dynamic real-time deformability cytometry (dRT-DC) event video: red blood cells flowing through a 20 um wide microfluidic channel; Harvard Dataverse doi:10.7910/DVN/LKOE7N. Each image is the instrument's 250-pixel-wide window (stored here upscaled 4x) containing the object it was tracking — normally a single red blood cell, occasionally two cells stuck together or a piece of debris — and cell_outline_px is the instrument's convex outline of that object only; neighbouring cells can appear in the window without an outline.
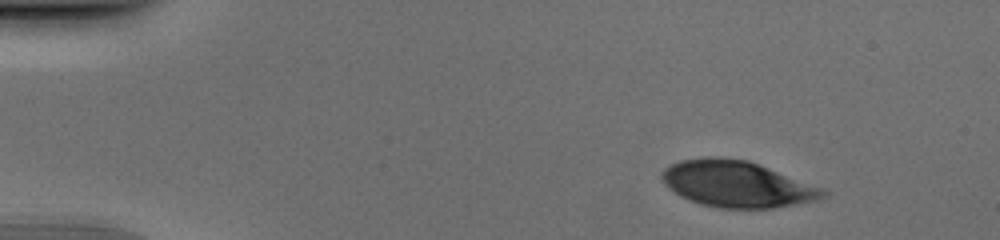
{"species": "human", "species_latin": "Homo sapiens", "temperature_condition": "cold", "stored_images_in_passage": 46, "camera_frame_rate_fps": 3000, "um_per_image_px": 0.085, "donor": {"sex": "male"}, "frame": {"image": 1, "passage_image": 1, "time_ms": 0.0, "image_size_px": [1000, 240], "cell_outline_px": [[828, 196], [796, 204], [772, 208], [720, 208], [700, 204], [680, 196], [668, 188], [664, 184], [660, 176], [664, 168], [680, 160], [704, 156], [720, 156], [748, 160], [824, 188], [828, 192]], "centroid_in_image_um": [62.61, 15.63], "position_along_channel_um": 22.4, "area_um2": 43.64}}
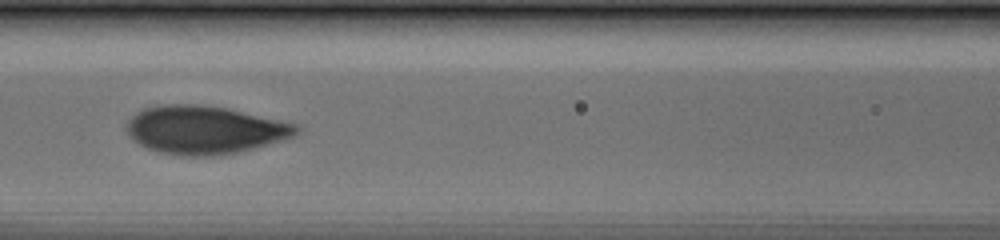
{"frame": {"image": 2, "passage_image": 18, "time_ms": 5.667, "image_size_px": [1000, 240], "cell_outline_px": [[300, 132], [292, 136], [252, 148], [236, 152], [212, 156], [180, 156], [160, 152], [148, 148], [140, 144], [124, 128], [128, 120], [136, 112], [148, 108], [164, 104], [196, 104], [224, 108], [300, 124]], "centroid_in_image_um": [17.39, 11.03], "position_along_channel_um": 149.2, "area_um2": 47.05}}
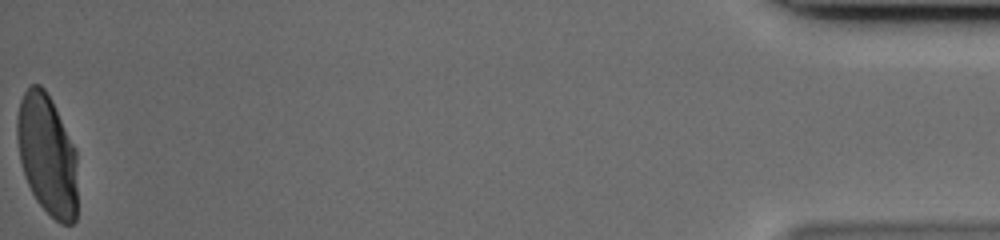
{"frame": {"image": 3, "passage_image": 46, "time_ms": 15.0, "image_size_px": [1000, 240], "cell_outline_px": [[76, 220], [72, 224], [60, 224], [36, 200], [24, 176], [20, 160], [16, 136], [16, 116], [20, 100], [24, 92], [32, 84], [40, 84], [44, 88], [52, 100], [76, 148]], "centroid_in_image_um": [4.0, 13.13], "position_along_channel_um": 431.2, "area_um2": 42.77}}